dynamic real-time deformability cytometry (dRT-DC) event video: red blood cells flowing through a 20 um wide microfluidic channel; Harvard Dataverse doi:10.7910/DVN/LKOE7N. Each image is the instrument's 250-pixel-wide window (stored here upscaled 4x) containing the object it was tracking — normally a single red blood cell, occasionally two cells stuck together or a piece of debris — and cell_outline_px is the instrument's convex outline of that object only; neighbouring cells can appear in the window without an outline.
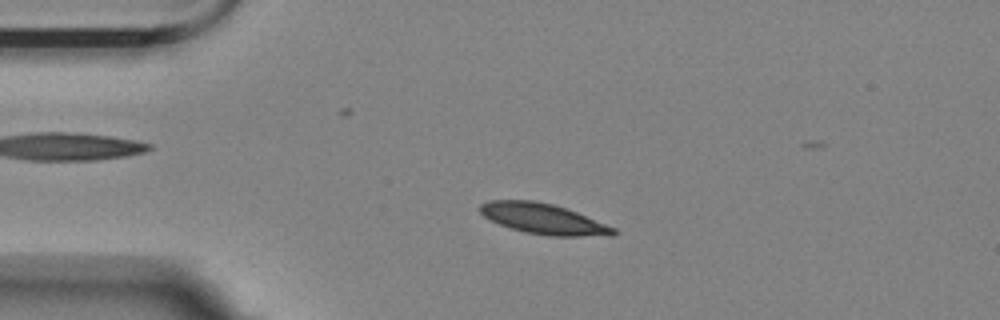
{"species": "Egyptian fruit bat (a non-hibernating species)", "species_latin": "Rousettus aegyptiacus", "temperature_condition": "room temperature", "stored_images_in_passage": 57, "camera_frame_rate_fps": 3000, "um_per_image_px": 0.085, "animal": {"sex": "female"}, "frame": {"image": 1, "passage_image": 12, "time_ms": 3.667, "image_size_px": [1000, 320], "cell_outline_px": [[620, 232], [612, 236], [548, 236], [524, 232], [500, 224], [484, 216], [480, 212], [480, 204], [488, 200], [532, 200], [552, 204], [568, 208], [616, 228]], "centroid_in_image_um": [46.25, 18.6], "position_along_channel_um": 38.8, "area_um2": 23.87}}
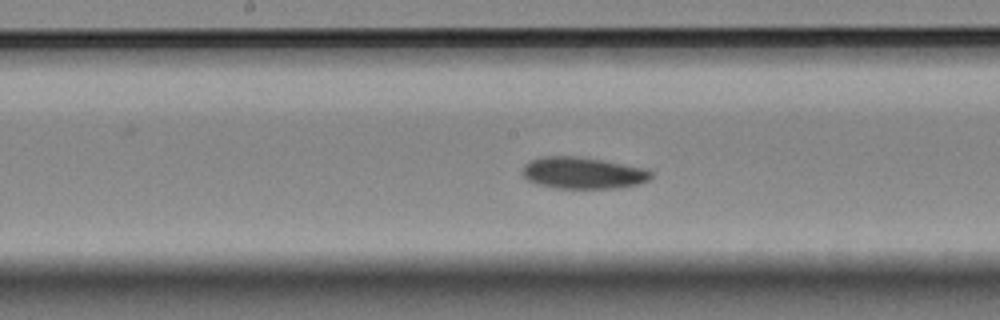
{"frame": {"image": 2, "passage_image": 28, "time_ms": 9.0, "image_size_px": [1000, 320], "cell_outline_px": [[652, 176], [648, 180], [640, 184], [616, 188], [552, 188], [536, 184], [528, 180], [524, 176], [524, 164], [528, 160], [540, 156], [576, 156], [648, 168], [652, 172]], "centroid_in_image_um": [49.55, 14.7], "position_along_channel_um": 198.7, "area_um2": 23.87}}
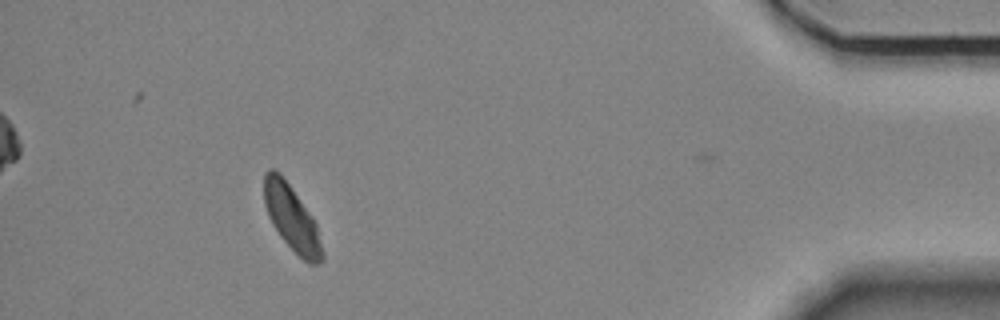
{"frame": {"image": 3, "passage_image": 51, "time_ms": 16.667, "image_size_px": [1000, 320], "cell_outline_px": [[324, 260], [316, 264], [308, 264], [280, 236], [272, 224], [268, 216], [264, 204], [264, 172], [268, 168], [272, 168], [280, 172], [312, 216], [316, 224], [324, 252]], "centroid_in_image_um": [24.79, 18.52], "position_along_channel_um": 410.4, "area_um2": 22.14}, "authors_computed_cell_mechanics": {"area_um2": 23.12, "velocity_mm_per_s": 3.509, "shape_relaxation_time_tau1_ms": 3.0672, "shape_relaxation_time_tau2_ms": 7.3419, "deformation_change_tau1": 0.0878, "deformation_change_tau2": 0.1021}}